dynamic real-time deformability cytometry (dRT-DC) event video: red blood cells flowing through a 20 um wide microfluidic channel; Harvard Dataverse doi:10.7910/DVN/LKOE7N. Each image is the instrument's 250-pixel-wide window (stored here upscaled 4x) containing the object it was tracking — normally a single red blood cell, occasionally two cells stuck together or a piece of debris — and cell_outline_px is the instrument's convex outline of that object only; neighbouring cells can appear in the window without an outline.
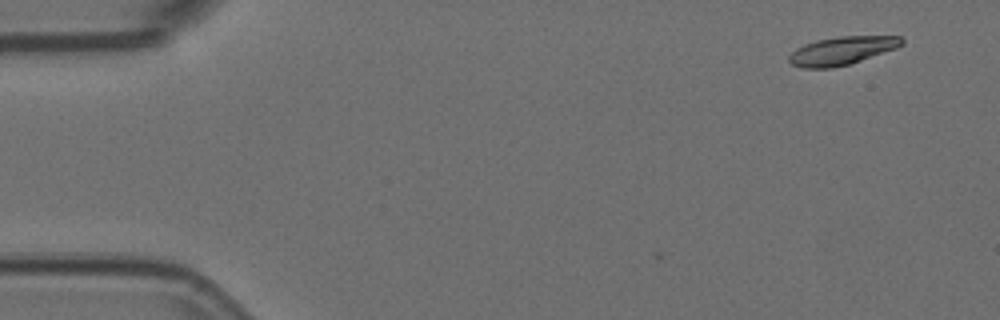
{"species": "Egyptian fruit bat (a non-hibernating species)", "species_latin": "Rousettus aegyptiacus", "temperature_condition": "room temperature", "stored_images_in_passage": 5, "camera_frame_rate_fps": 3000, "um_per_image_px": 0.085, "animal": {"sex": "female"}, "frame": {"image": 1, "passage_image": 1, "time_ms": 0.0, "image_size_px": [1000, 320], "cell_outline_px": [[904, 44], [896, 48], [848, 64], [832, 68], [804, 68], [792, 64], [788, 60], [788, 56], [796, 48], [804, 44], [816, 40], [840, 36], [900, 36], [904, 40]], "centroid_in_image_um": [71.54, 4.3], "position_along_channel_um": 13.5, "area_um2": 18.38}}
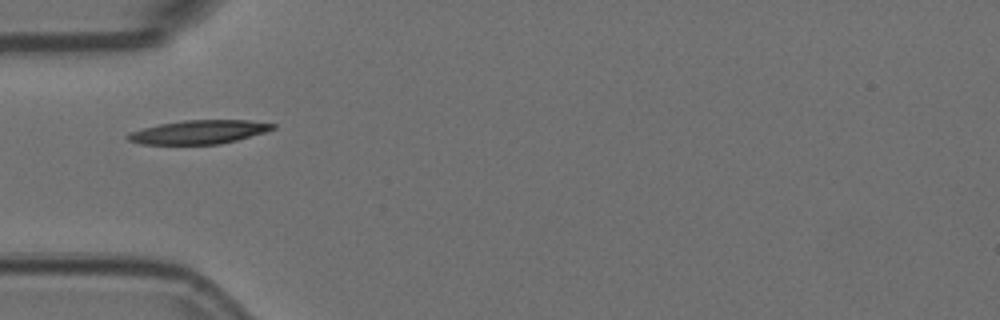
{"frame": {"image": 2, "passage_image": 5, "time_ms": 1.333, "image_size_px": [1000, 320], "cell_outline_px": [[276, 128], [264, 132], [236, 140], [220, 144], [140, 144], [128, 140], [124, 136], [128, 132], [160, 124], [184, 120], [248, 120], [276, 124]], "centroid_in_image_um": [16.87, 11.22], "position_along_channel_um": 68.1, "area_um2": 19.94}}